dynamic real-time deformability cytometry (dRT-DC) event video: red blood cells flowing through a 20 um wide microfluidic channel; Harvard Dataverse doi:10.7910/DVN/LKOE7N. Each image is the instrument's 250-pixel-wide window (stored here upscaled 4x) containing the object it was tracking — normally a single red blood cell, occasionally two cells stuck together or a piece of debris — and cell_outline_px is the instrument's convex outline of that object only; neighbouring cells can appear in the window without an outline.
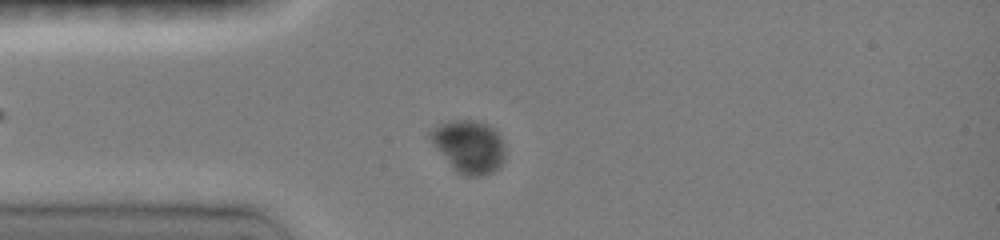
{"species": "common noctule bat (a hibernating species)", "species_latin": "Nyctalus noctula", "temperature_condition": "room temperature", "stored_images_in_passage": 44, "camera_frame_rate_fps": 3000, "um_per_image_px": 0.085, "animal": {"sex": "female", "body_mass_g": 19.0, "forearm_length_mm": 51.5}, "frame": {"image": 1, "passage_image": 9, "time_ms": 3.333, "image_size_px": [1000, 240], "cell_outline_px": [[504, 160], [492, 172], [484, 176], [460, 176], [452, 168], [436, 148], [428, 132], [436, 124], [456, 120], [476, 120], [496, 128], [500, 136], [504, 148]], "centroid_in_image_um": [39.85, 12.45], "position_along_channel_um": 45.1, "area_um2": 23.06}}
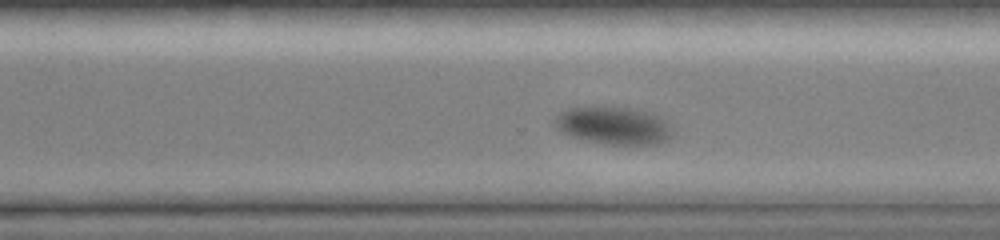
{"frame": {"image": 2, "passage_image": 32, "time_ms": 11.667, "image_size_px": [1000, 240], "cell_outline_px": [[676, 132], [668, 140], [656, 144], [608, 144], [588, 140], [572, 136], [560, 132], [556, 128], [552, 120], [560, 112], [568, 108], [636, 108], [652, 112], [660, 116]], "centroid_in_image_um": [52.2, 10.68], "position_along_channel_um": 318.4, "area_um2": 25.78}}
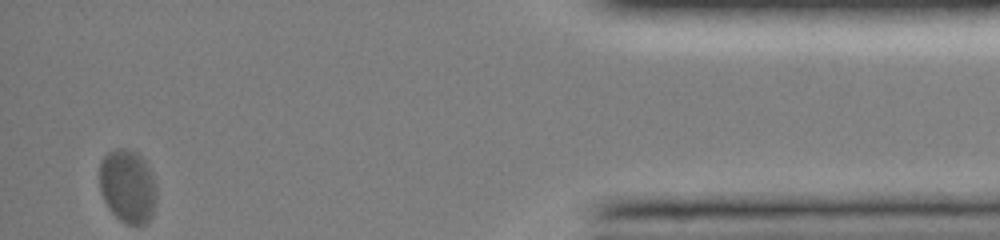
{"frame": {"image": 3, "passage_image": 44, "time_ms": 16.333, "image_size_px": [1000, 240], "cell_outline_px": [[156, 200], [152, 216], [144, 224], [124, 224], [108, 208], [100, 192], [100, 160], [108, 152], [116, 148], [128, 148], [136, 152], [144, 160], [152, 172], [156, 188]], "centroid_in_image_um": [10.85, 15.82], "position_along_channel_um": 424.3, "area_um2": 24.62}, "authors_computed_cell_mechanics": {"area_um2": 24.7673, "velocity_mm_per_s": 3.522, "shape_relaxation_time_tau1_ms": 1.7979, "shape_relaxation_time_tau2_ms": null, "deformation_change_tau1": null, "deformation_change_tau2": null}}